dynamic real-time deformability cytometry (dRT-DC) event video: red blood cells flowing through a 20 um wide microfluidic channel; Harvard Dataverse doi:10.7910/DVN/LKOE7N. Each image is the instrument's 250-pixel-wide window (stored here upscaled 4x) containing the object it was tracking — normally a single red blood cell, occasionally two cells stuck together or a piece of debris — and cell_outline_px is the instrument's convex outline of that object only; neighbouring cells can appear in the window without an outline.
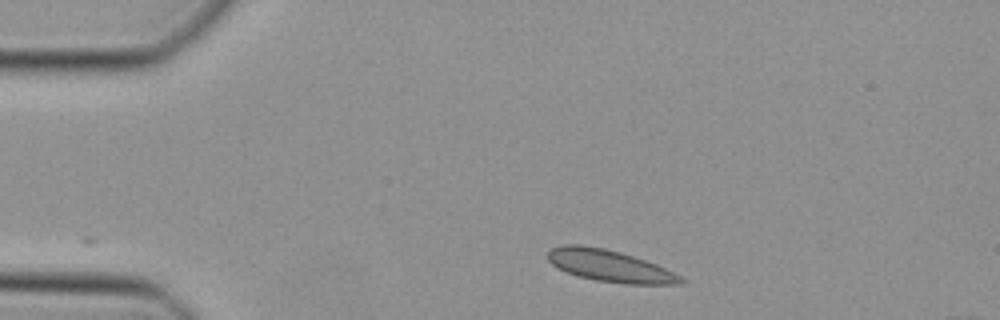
{"species": "Egyptian fruit bat (a non-hibernating species)", "species_latin": "Rousettus aegyptiacus", "temperature_condition": "cold", "stored_images_in_passage": 21, "camera_frame_rate_fps": 3000, "um_per_image_px": 0.085, "animal": {"sex": "female"}, "frame": {"image": 1, "passage_image": 1, "time_ms": 0.0, "image_size_px": [1000, 320], "cell_outline_px": [[684, 284], [624, 284], [596, 280], [580, 276], [568, 272], [552, 264], [548, 260], [548, 252], [552, 248], [564, 244], [580, 244], [604, 248], [620, 252], [656, 264], [680, 276], [684, 280]], "centroid_in_image_um": [51.82, 22.59], "position_along_channel_um": 33.2, "area_um2": 24.33}}
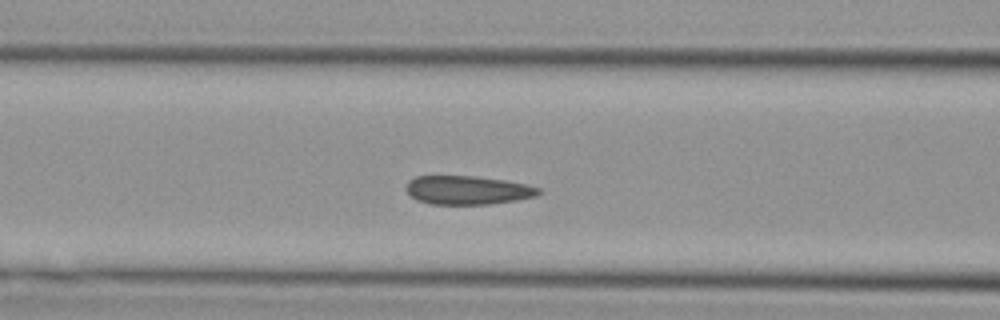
{"frame": {"image": 2, "passage_image": 11, "time_ms": 3.333, "image_size_px": [1000, 320], "cell_outline_px": [[544, 192], [536, 196], [516, 200], [488, 204], [432, 204], [416, 200], [404, 188], [408, 180], [416, 176], [472, 176], [504, 180], [528, 184], [540, 188]], "centroid_in_image_um": [39.76, 16.16], "position_along_channel_um": 126.8, "area_um2": 22.25}}
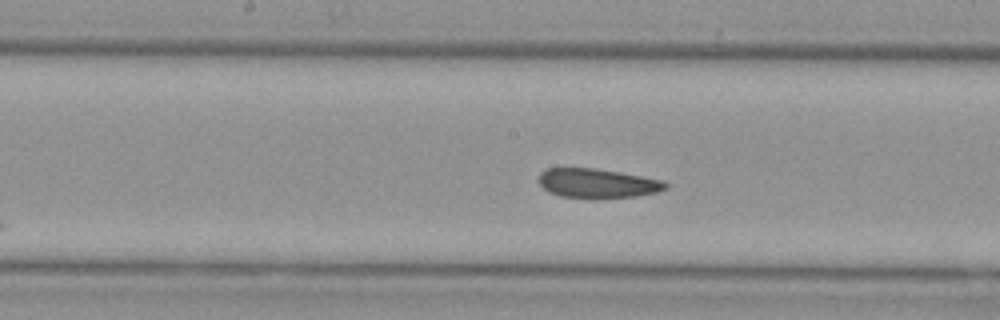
{"frame": {"image": 3, "passage_image": 16, "time_ms": 5.0, "image_size_px": [1000, 320], "cell_outline_px": [[668, 188], [656, 192], [636, 196], [592, 200], [560, 196], [548, 192], [540, 184], [540, 172], [544, 168], [596, 168], [620, 172], [664, 180], [668, 184]], "centroid_in_image_um": [50.78, 15.6], "position_along_channel_um": 197.4, "area_um2": 22.2}}